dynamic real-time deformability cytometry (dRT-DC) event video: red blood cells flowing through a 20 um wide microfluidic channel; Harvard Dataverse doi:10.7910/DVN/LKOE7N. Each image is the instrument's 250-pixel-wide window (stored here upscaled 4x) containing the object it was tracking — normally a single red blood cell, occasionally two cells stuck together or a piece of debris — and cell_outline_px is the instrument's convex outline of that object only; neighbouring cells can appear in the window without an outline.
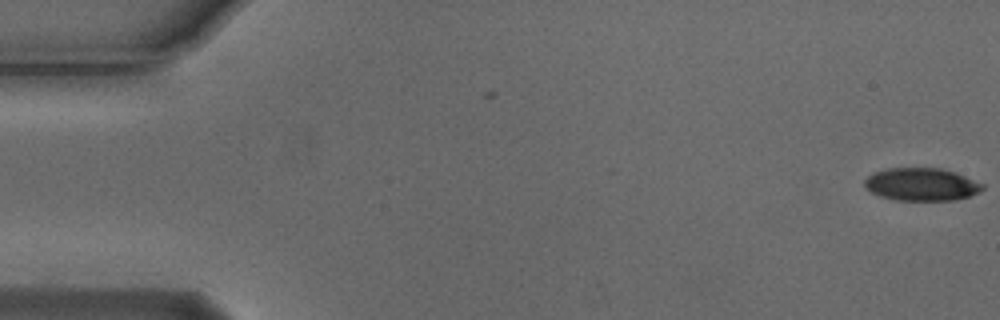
{"species": "Egyptian fruit bat (a non-hibernating species)", "species_latin": "Rousettus aegyptiacus", "temperature_condition": "cold", "stored_images_in_passage": 2, "camera_frame_rate_fps": 3000, "um_per_image_px": 0.085, "animal": {"sex": "male"}, "frame": {"image": 1, "passage_image": 2, "time_ms": 0.333, "image_size_px": [1000, 320], "cell_outline_px": [[984, 188], [968, 196], [952, 200], [896, 200], [880, 196], [872, 192], [864, 184], [864, 180], [872, 172], [888, 168], [940, 168], [964, 176], [984, 184]], "centroid_in_image_um": [78.28, 15.66], "position_along_channel_um": 6.7, "area_um2": 22.2}}